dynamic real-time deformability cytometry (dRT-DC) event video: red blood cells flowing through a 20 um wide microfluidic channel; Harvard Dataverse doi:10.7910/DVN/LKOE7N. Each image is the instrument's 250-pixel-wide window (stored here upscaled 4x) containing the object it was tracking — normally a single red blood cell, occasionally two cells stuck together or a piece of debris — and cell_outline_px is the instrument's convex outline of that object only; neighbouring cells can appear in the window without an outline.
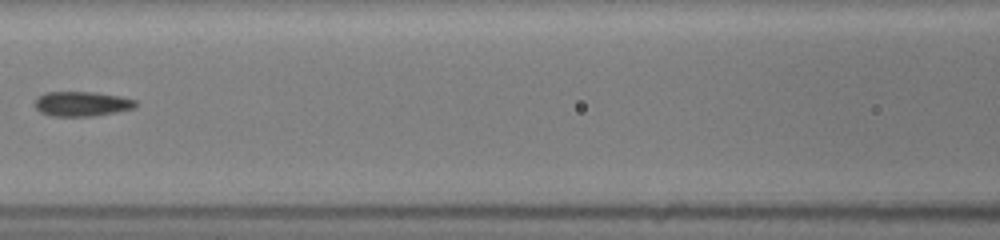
{"species": "common noctule bat (a hibernating species)", "species_latin": "Nyctalus noctula", "temperature_condition": "room temperature", "stored_images_in_passage": 24, "segment_of_instrument_passage": [2, 2], "camera_frame_rate_fps": 3000, "um_per_image_px": 0.085, "animal": {"sex": "female", "body_mass_g": 19.5, "forearm_length_mm": 54.1}, "frame": {"image": 1, "passage_image": 14, "time_ms": 8.0, "image_size_px": [1000, 240], "cell_outline_px": [[136, 104], [132, 108], [116, 112], [92, 116], [52, 116], [40, 112], [36, 108], [36, 100], [44, 92], [96, 92], [120, 96], [136, 100]], "centroid_in_image_um": [6.95, 8.82], "position_along_channel_um": 159.6, "area_um2": 14.39}}
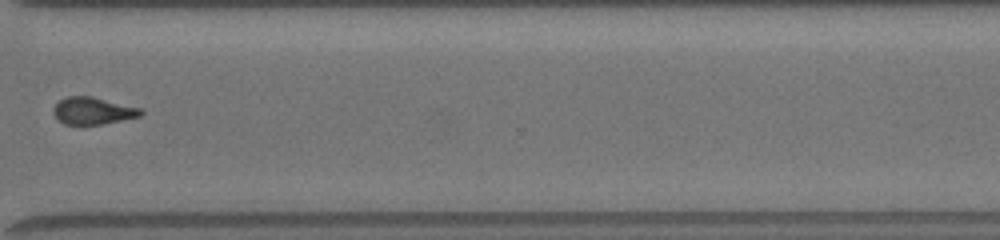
{"frame": {"image": 2, "passage_image": 21, "time_ms": 13.0, "image_size_px": [1000, 240], "cell_outline_px": [[144, 112], [140, 116], [100, 124], [64, 124], [52, 112], [52, 108], [60, 100], [68, 96], [92, 96], [140, 108]], "centroid_in_image_um": [7.88, 9.4], "position_along_channel_um": 362.7, "area_um2": 13.58}}